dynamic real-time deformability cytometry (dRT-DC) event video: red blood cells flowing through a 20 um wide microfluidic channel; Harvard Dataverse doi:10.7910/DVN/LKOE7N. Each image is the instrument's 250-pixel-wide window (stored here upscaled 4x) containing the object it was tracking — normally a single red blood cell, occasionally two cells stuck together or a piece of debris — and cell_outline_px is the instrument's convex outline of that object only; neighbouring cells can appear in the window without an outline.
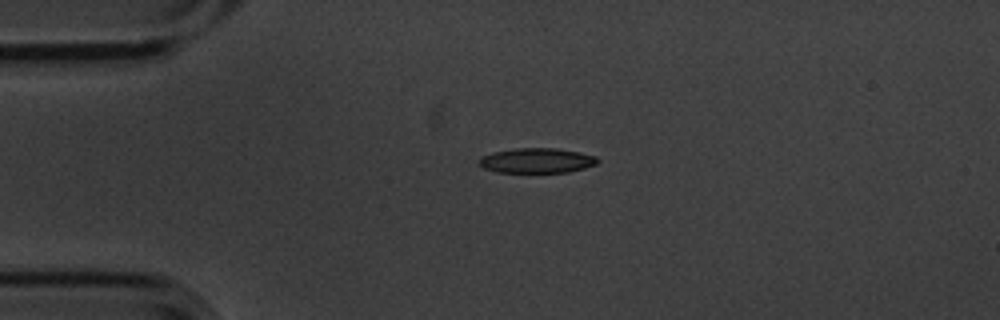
{"species": "common noctule bat (a hibernating species)", "species_latin": "Nyctalus noctula", "temperature_condition": "cold", "stored_images_in_passage": 2, "camera_frame_rate_fps": 3000, "um_per_image_px": 0.085, "animal": {"sex": "male", "body_mass_g": 20.1, "forearm_length_mm": 53.5}, "frame": {"image": 1, "passage_image": 1, "time_ms": 0.0, "image_size_px": [1000, 320], "cell_outline_px": [[600, 160], [596, 164], [584, 168], [568, 172], [496, 172], [484, 168], [476, 160], [480, 156], [492, 152], [516, 148], [556, 148], [580, 152], [596, 156]], "centroid_in_image_um": [45.61, 13.64], "position_along_channel_um": 39.4, "area_um2": 17.34}}